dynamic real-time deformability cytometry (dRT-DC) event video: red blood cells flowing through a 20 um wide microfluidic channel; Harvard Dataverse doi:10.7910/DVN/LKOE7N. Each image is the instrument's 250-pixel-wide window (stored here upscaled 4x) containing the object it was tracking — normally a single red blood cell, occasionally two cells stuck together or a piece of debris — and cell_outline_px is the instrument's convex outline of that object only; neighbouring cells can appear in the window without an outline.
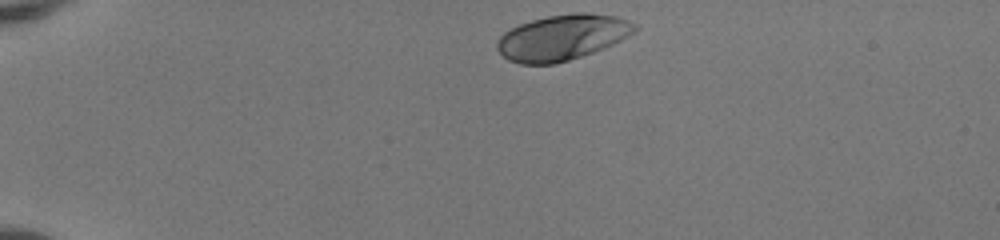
{"species": "human", "species_latin": "Homo sapiens", "temperature_condition": "room temperature", "stored_images_in_passage": 37, "camera_frame_rate_fps": 3000, "um_per_image_px": 0.085, "donor": {"sex": "female"}, "frame": {"image": 1, "passage_image": 1, "time_ms": 0.0, "image_size_px": [1000, 240], "cell_outline_px": [[640, 28], [636, 32], [612, 44], [592, 52], [568, 60], [552, 64], [520, 64], [508, 60], [496, 48], [496, 40], [504, 32], [520, 24], [532, 20], [548, 16], [572, 12], [588, 12], [616, 16], [628, 20], [636, 24]], "centroid_in_image_um": [47.8, 3.16], "position_along_channel_um": 37.2, "area_um2": 36.59}}
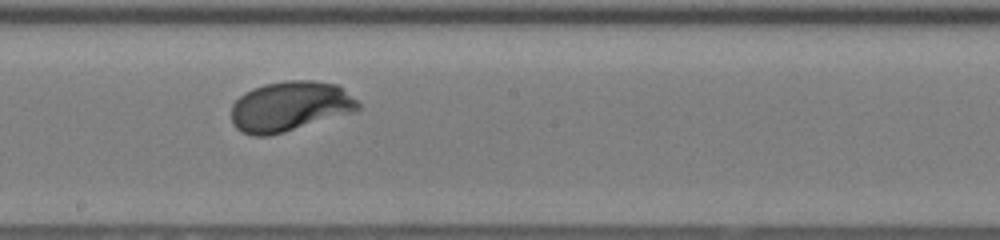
{"frame": {"image": 2, "passage_image": 20, "time_ms": 6.333, "image_size_px": [1000, 240], "cell_outline_px": [[360, 108], [356, 112], [284, 132], [268, 136], [252, 136], [240, 132], [232, 124], [232, 104], [244, 92], [252, 88], [264, 84], [284, 80], [312, 80], [340, 84], [360, 104]], "centroid_in_image_um": [24.65, 9.04], "position_along_channel_um": 223.5, "area_um2": 37.51}}
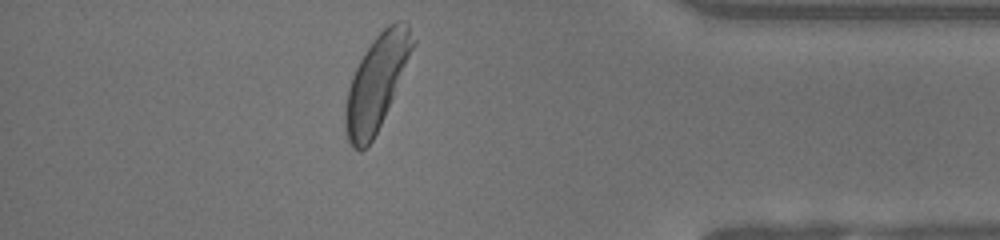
{"frame": {"image": 3, "passage_image": 35, "time_ms": 11.333, "image_size_px": [1000, 240], "cell_outline_px": [[416, 44], [384, 116], [372, 140], [360, 152], [352, 148], [348, 140], [344, 128], [344, 108], [348, 88], [352, 76], [368, 44], [388, 24], [396, 20], [404, 20], [408, 24], [416, 40]], "centroid_in_image_um": [32.0, 6.98], "position_along_channel_um": 403.2, "area_um2": 36.99}, "authors_computed_cell_mechanics": {"area_um2": 35.9516, "velocity_mm_per_s": 4.0643, "shape_relaxation_time_tau1_ms": 1.8055, "shape_relaxation_time_tau2_ms": null, "deformation_change_tau1": 0.1688, "deformation_change_tau2": null}}